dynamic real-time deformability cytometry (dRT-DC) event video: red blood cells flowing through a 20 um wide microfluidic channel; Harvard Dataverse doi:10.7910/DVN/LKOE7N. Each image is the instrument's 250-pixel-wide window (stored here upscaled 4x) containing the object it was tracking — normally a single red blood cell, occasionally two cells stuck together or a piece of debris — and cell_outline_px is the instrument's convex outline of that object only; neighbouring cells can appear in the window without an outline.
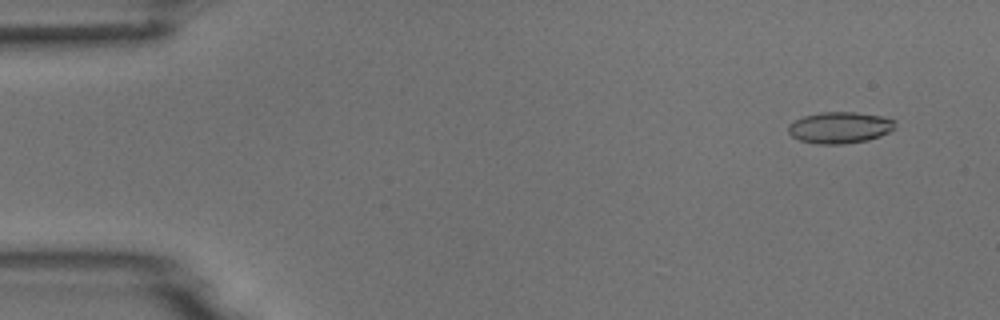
{"species": "common noctule bat (a hibernating species)", "species_latin": "Nyctalus noctula", "temperature_condition": "room temperature", "stored_images_in_passage": 7, "camera_frame_rate_fps": 3000, "um_per_image_px": 0.085, "animal": {"sex": "male", "body_mass_g": 18.8}, "frame": {"image": 1, "passage_image": 2, "time_ms": 0.333, "image_size_px": [1000, 320], "cell_outline_px": [[896, 120], [892, 128], [888, 132], [880, 136], [868, 140], [844, 144], [816, 144], [800, 140], [792, 136], [788, 132], [788, 124], [804, 116], [820, 112], [856, 112], [880, 116]], "centroid_in_image_um": [71.36, 10.85], "position_along_channel_um": 13.6, "area_um2": 19.48}}
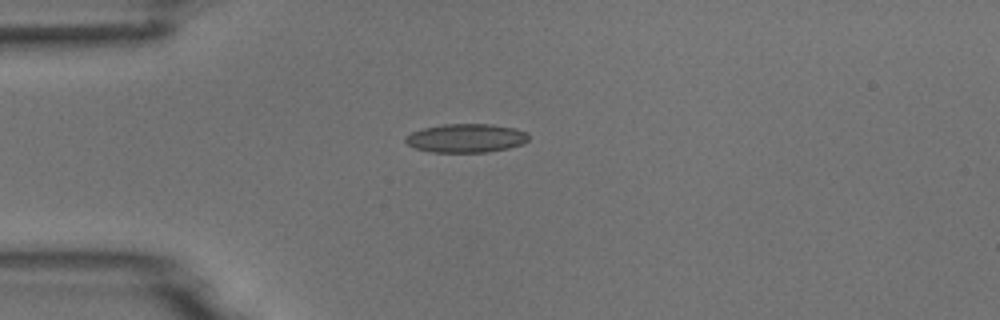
{"frame": {"image": 2, "passage_image": 5, "time_ms": 1.333, "image_size_px": [1000, 320], "cell_outline_px": [[528, 140], [524, 144], [508, 148], [488, 152], [432, 152], [416, 148], [408, 144], [404, 140], [404, 136], [412, 132], [424, 128], [444, 124], [492, 124], [516, 128], [528, 132]], "centroid_in_image_um": [39.65, 11.74], "position_along_channel_um": 45.4, "area_um2": 20.69}}
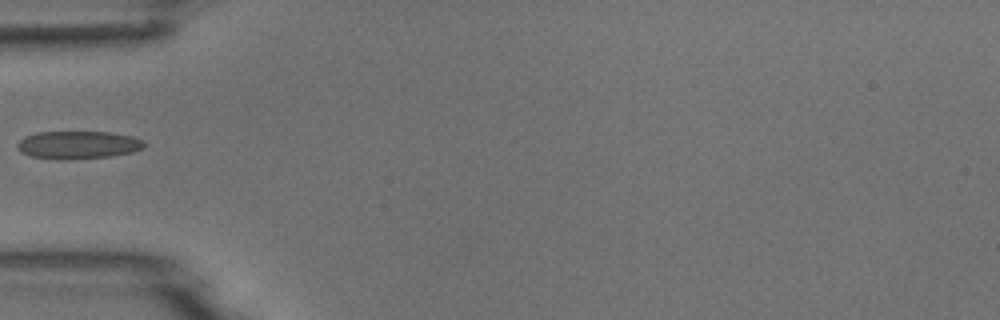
{"frame": {"image": 3, "passage_image": 6, "time_ms": 1.667, "image_size_px": [1000, 320], "cell_outline_px": [[144, 148], [132, 152], [112, 156], [72, 160], [56, 160], [32, 156], [20, 152], [16, 148], [16, 144], [24, 136], [36, 132], [112, 132], [132, 136], [144, 140]], "centroid_in_image_um": [6.62, 12.32], "position_along_channel_um": 78.4, "area_um2": 20.98}}